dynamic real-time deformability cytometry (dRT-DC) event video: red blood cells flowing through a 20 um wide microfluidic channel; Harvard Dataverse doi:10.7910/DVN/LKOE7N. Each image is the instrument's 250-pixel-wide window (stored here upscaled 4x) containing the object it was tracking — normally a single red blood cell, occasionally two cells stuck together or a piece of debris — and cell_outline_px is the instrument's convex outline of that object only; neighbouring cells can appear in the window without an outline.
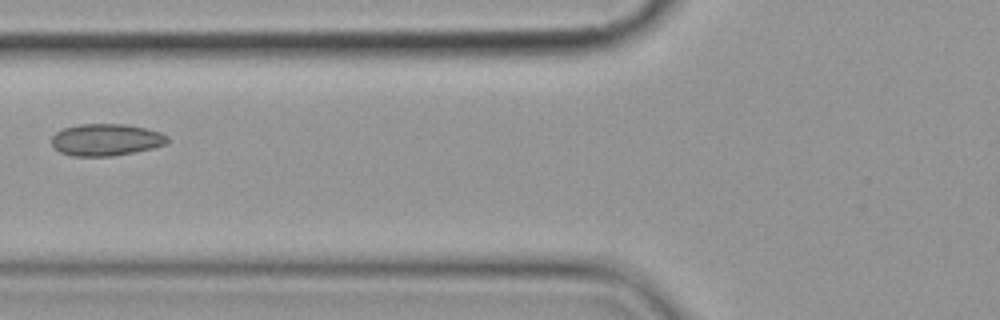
{"species": "common noctule bat (a hibernating species)", "species_latin": "Nyctalus noctula", "temperature_condition": "cold", "stored_images_in_passage": 8, "camera_frame_rate_fps": 3000, "um_per_image_px": 0.085, "animal": {"sex": "female", "body_mass_g": 19.9}, "frame": {"image": 1, "passage_image": 6, "time_ms": 7.0, "image_size_px": [1000, 320], "cell_outline_px": [[168, 140], [164, 144], [152, 148], [112, 156], [72, 156], [60, 152], [52, 144], [52, 136], [56, 132], [64, 128], [80, 124], [124, 124], [144, 128], [160, 132], [168, 136]], "centroid_in_image_um": [8.99, 11.88], "position_along_channel_um": 116.8, "area_um2": 21.33}}
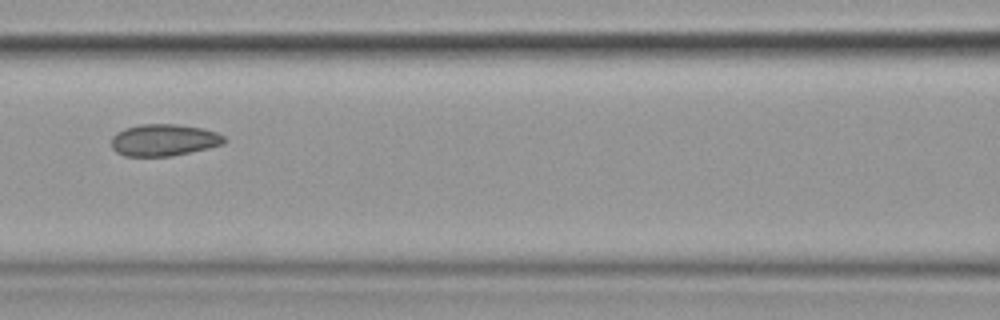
{"frame": {"image": 2, "passage_image": 7, "time_ms": 8.0, "image_size_px": [1000, 320], "cell_outline_px": [[228, 140], [224, 144], [208, 148], [172, 156], [124, 156], [116, 152], [112, 148], [112, 136], [116, 132], [124, 128], [140, 124], [176, 124], [204, 128], [216, 132], [224, 136]], "centroid_in_image_um": [13.94, 11.9], "position_along_channel_um": 152.7, "area_um2": 21.15}}
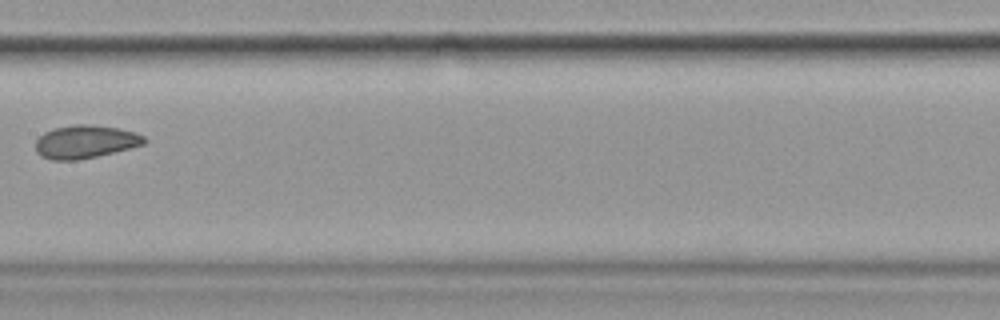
{"frame": {"image": 3, "passage_image": 8, "time_ms": 9.333, "image_size_px": [1000, 320], "cell_outline_px": [[148, 140], [144, 144], [96, 156], [76, 160], [52, 160], [40, 156], [36, 152], [36, 140], [44, 132], [56, 128], [76, 124], [88, 124], [120, 128], [136, 132], [144, 136]], "centroid_in_image_um": [7.25, 12.04], "position_along_channel_um": 200.1, "area_um2": 20.87}}